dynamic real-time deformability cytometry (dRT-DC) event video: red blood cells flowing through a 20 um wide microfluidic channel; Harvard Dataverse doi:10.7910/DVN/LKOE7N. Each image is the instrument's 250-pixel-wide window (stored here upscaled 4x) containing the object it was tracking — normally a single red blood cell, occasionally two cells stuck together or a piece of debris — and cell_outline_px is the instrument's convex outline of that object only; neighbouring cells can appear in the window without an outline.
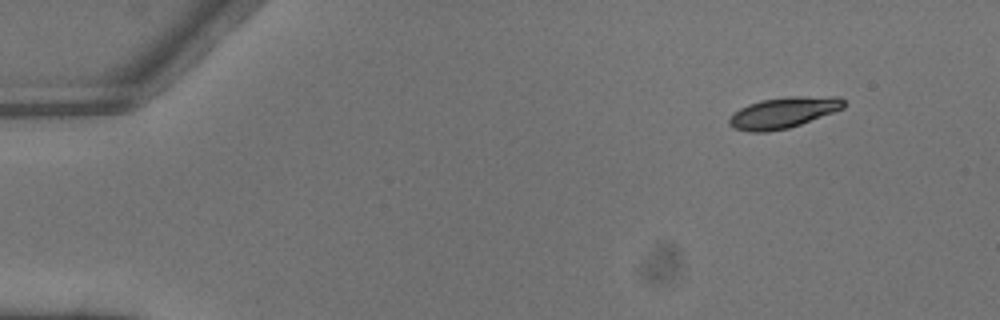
{"species": "common noctule bat (a hibernating species)", "species_latin": "Nyctalus noctula", "temperature_condition": "warm", "stored_images_in_passage": 5, "camera_frame_rate_fps": 3000, "um_per_image_px": 0.085, "animal": {"sex": "male", "body_mass_g": 13.3}, "frame": {"image": 1, "passage_image": 1, "time_ms": 0.0, "image_size_px": [1000, 320], "cell_outline_px": [[844, 108], [800, 124], [788, 128], [768, 132], [748, 132], [736, 128], [728, 124], [728, 120], [740, 108], [748, 104], [760, 100], [788, 96], [840, 96], [844, 100]], "centroid_in_image_um": [66.6, 9.56], "position_along_channel_um": 18.4, "area_um2": 20.63}}
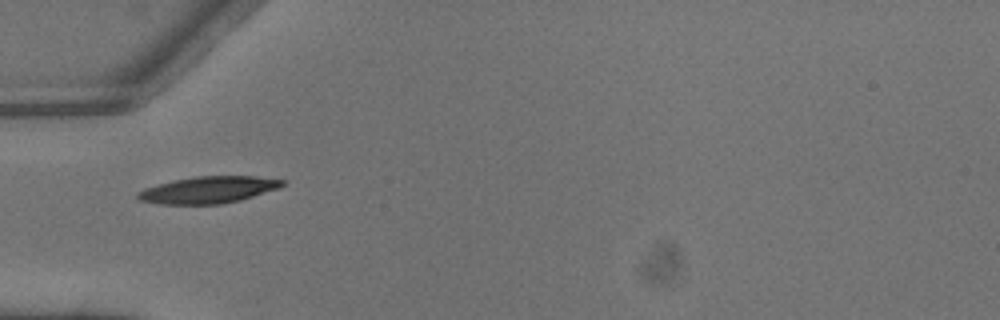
{"frame": {"image": 2, "passage_image": 4, "time_ms": 1.0, "image_size_px": [1000, 320], "cell_outline_px": [[284, 184], [280, 188], [240, 200], [220, 204], [160, 204], [136, 200], [136, 192], [144, 188], [176, 180], [196, 176], [256, 176], [284, 180]], "centroid_in_image_um": [17.69, 16.14], "position_along_channel_um": 67.3, "area_um2": 22.54}}
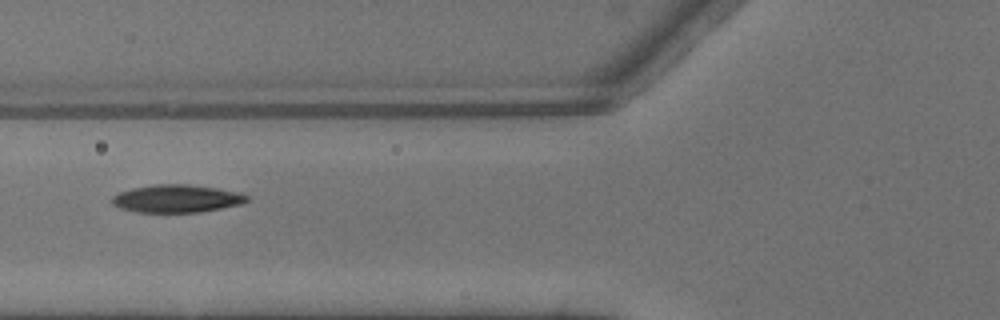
{"frame": {"image": 3, "passage_image": 5, "time_ms": 1.333, "image_size_px": [1000, 320], "cell_outline_px": [[248, 200], [244, 204], [200, 212], [136, 212], [120, 208], [112, 204], [112, 196], [120, 192], [132, 188], [156, 184], [188, 184], [216, 188], [236, 192], [248, 196]], "centroid_in_image_um": [15.01, 16.88], "position_along_channel_um": 110.8, "area_um2": 21.79}}